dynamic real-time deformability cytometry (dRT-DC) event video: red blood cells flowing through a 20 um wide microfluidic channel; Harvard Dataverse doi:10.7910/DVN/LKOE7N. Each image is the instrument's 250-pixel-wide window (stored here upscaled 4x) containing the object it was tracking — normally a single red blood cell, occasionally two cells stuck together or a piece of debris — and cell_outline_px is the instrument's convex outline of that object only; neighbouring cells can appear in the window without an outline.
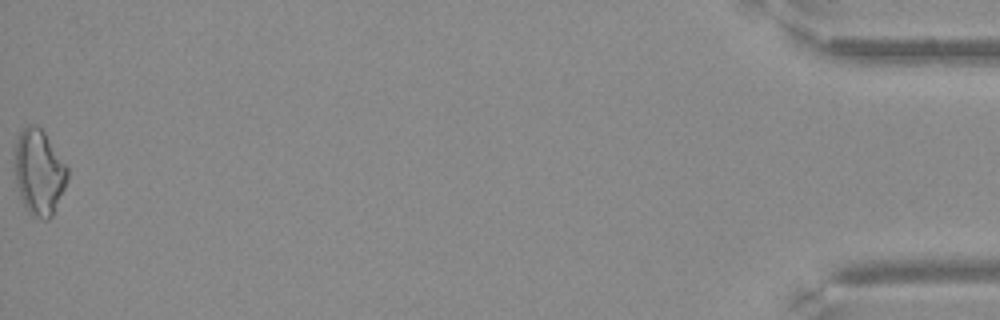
{"species": "Egyptian fruit bat (a non-hibernating species)", "species_latin": "Rousettus aegyptiacus", "temperature_condition": "warm", "stored_images_in_passage": 42, "camera_frame_rate_fps": 3000, "um_per_image_px": 0.085, "frame": {"image": 1, "passage_image": 42, "time_ms": 13.667, "image_size_px": [1000, 320], "cell_outline_px": [[68, 180], [52, 216], [48, 220], [44, 220], [32, 216], [24, 208], [20, 196], [16, 180], [12, 148], [20, 132], [28, 124], [32, 124], [40, 128], [44, 132], [68, 168]], "centroid_in_image_um": [3.28, 14.65], "position_along_channel_um": 431.9, "area_um2": 26.59}}